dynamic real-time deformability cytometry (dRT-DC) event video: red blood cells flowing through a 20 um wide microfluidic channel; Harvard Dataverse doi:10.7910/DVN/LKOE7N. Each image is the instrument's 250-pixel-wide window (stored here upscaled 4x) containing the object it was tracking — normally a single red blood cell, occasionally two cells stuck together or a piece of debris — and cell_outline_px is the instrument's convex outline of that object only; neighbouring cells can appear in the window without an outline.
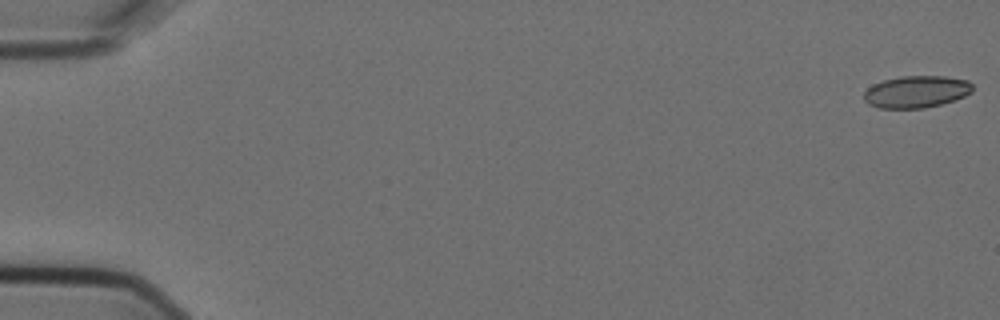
{"species": "Egyptian fruit bat (a non-hibernating species)", "species_latin": "Rousettus aegyptiacus", "temperature_condition": "cold", "stored_images_in_passage": 2, "camera_frame_rate_fps": 3000, "um_per_image_px": 0.085, "animal": {"sex": "female"}, "frame": {"image": 1, "passage_image": 1, "time_ms": 0.0, "image_size_px": [1000, 320], "cell_outline_px": [[972, 92], [956, 100], [924, 108], [880, 108], [868, 104], [864, 100], [864, 92], [872, 84], [884, 80], [900, 76], [944, 76], [968, 80], [972, 84]], "centroid_in_image_um": [77.89, 7.79], "position_along_channel_um": 7.1, "area_um2": 20.35}}